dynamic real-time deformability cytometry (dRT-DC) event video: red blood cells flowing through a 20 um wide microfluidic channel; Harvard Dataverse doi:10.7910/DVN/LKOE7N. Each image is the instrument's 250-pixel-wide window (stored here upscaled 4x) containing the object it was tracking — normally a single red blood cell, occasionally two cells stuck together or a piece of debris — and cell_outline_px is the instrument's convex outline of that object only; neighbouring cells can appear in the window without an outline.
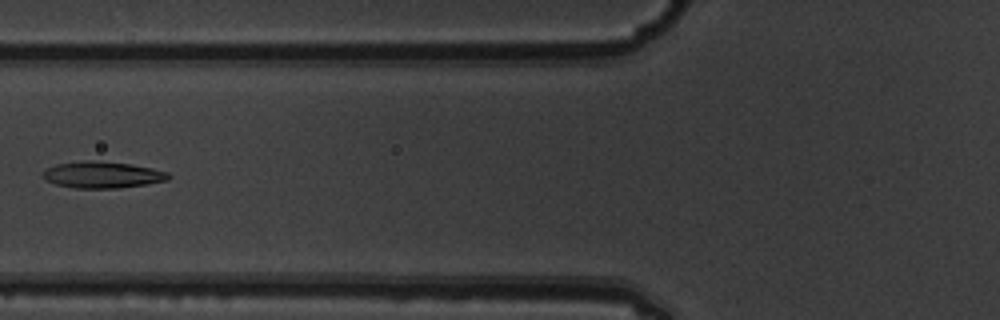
{"species": "common noctule bat (a hibernating species)", "species_latin": "Nyctalus noctula", "temperature_condition": "warm", "stored_images_in_passage": 11, "camera_frame_rate_fps": 3000, "um_per_image_px": 0.085, "animal": {"sex": "male", "body_mass_g": 19.5, "forearm_length_mm": 54.6}, "frame": {"image": 1, "passage_image": 7, "time_ms": 2.0, "image_size_px": [1000, 320], "cell_outline_px": [[172, 176], [168, 180], [148, 184], [120, 188], [76, 188], [56, 184], [44, 180], [40, 176], [40, 172], [44, 168], [56, 164], [84, 160], [92, 160], [132, 164], [152, 168], [168, 172]], "centroid_in_image_um": [8.66, 14.85], "position_along_channel_um": 117.1, "area_um2": 19.83}}
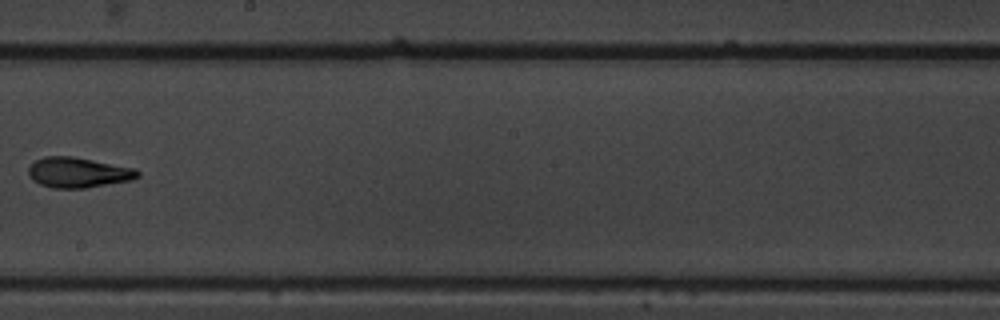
{"frame": {"image": 2, "passage_image": 10, "time_ms": 3.0, "image_size_px": [1000, 320], "cell_outline_px": [[140, 176], [132, 180], [84, 188], [52, 188], [40, 184], [32, 180], [28, 176], [28, 168], [36, 160], [44, 156], [72, 156], [136, 168], [140, 172]], "centroid_in_image_um": [6.65, 14.66], "position_along_channel_um": 241.6, "area_um2": 19.36}}
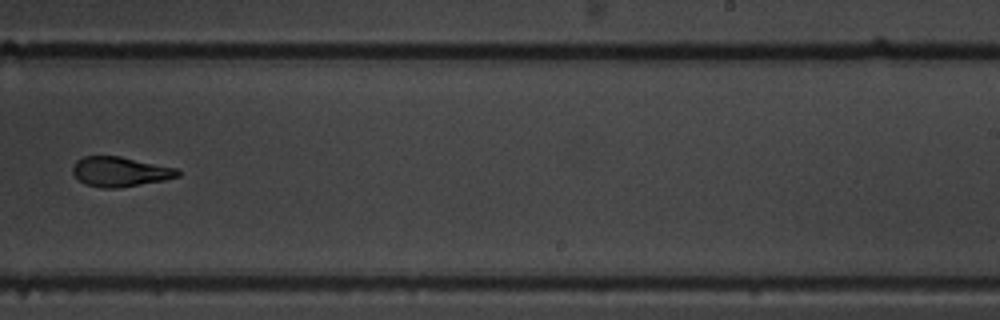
{"frame": {"image": 3, "passage_image": 11, "time_ms": 3.333, "image_size_px": [1000, 320], "cell_outline_px": [[180, 176], [164, 180], [116, 188], [100, 188], [84, 184], [72, 172], [72, 164], [76, 160], [84, 156], [120, 156], [180, 168]], "centroid_in_image_um": [10.22, 14.58], "position_along_channel_um": 278.8, "area_um2": 18.44}}